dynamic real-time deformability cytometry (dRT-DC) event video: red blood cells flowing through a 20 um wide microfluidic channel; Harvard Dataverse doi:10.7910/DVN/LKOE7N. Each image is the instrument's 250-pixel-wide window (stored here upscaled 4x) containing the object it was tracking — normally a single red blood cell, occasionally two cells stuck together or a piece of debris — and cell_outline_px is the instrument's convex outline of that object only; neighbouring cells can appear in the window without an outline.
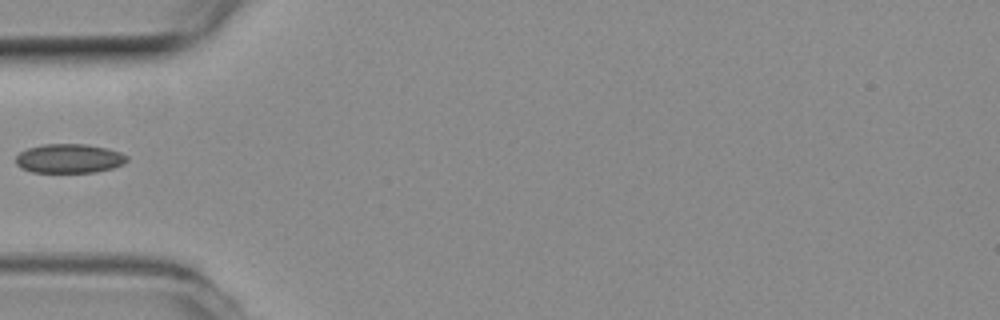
{"species": "common noctule bat (a hibernating species)", "species_latin": "Nyctalus noctula", "temperature_condition": "room temperature", "stored_images_in_passage": 7, "camera_frame_rate_fps": 3000, "um_per_image_px": 0.085, "animal": {"sex": "female", "body_mass_g": 19.3, "forearm_length_mm": 54.1}, "frame": {"image": 1, "passage_image": 6, "time_ms": 1.667, "image_size_px": [1000, 320], "cell_outline_px": [[128, 160], [124, 164], [112, 168], [96, 172], [32, 172], [20, 168], [16, 164], [16, 156], [20, 152], [28, 148], [44, 144], [88, 144], [108, 148], [120, 152], [128, 156]], "centroid_in_image_um": [5.9, 13.47], "position_along_channel_um": 79.1, "area_um2": 19.02}}
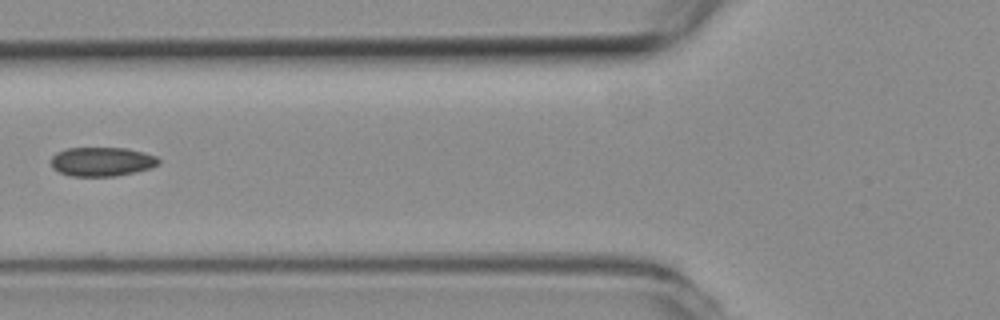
{"frame": {"image": 2, "passage_image": 7, "time_ms": 2.0, "image_size_px": [1000, 320], "cell_outline_px": [[160, 164], [152, 168], [136, 172], [116, 176], [72, 176], [60, 172], [52, 168], [52, 156], [56, 152], [68, 148], [124, 148], [144, 152], [156, 156], [160, 160]], "centroid_in_image_um": [8.69, 13.74], "position_along_channel_um": 117.1, "area_um2": 18.32}}